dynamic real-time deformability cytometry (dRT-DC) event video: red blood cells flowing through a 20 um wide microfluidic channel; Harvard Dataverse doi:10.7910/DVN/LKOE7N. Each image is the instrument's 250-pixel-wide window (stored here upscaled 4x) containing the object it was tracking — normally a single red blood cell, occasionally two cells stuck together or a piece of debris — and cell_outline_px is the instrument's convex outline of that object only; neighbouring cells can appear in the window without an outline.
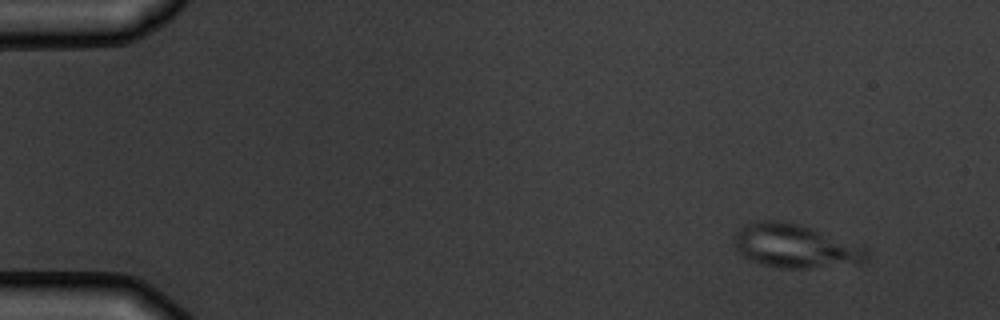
{"species": "common noctule bat (a hibernating species)", "species_latin": "Nyctalus noctula", "temperature_condition": "warm", "stored_images_in_passage": 4, "camera_frame_rate_fps": 3000, "um_per_image_px": 0.085, "animal": {"sex": "male", "body_mass_g": 19.5, "forearm_length_mm": 54.6}, "frame": {"image": 1, "passage_image": 1, "time_ms": 0.0, "image_size_px": [1000, 320], "cell_outline_px": [[868, 264], [812, 268], [776, 268], [760, 264], [744, 256], [736, 248], [732, 240], [736, 232], [740, 228], [748, 224], [764, 220], [780, 220], [812, 228], [868, 248]], "centroid_in_image_um": [67.66, 20.95], "position_along_channel_um": 17.3, "area_um2": 34.04}}